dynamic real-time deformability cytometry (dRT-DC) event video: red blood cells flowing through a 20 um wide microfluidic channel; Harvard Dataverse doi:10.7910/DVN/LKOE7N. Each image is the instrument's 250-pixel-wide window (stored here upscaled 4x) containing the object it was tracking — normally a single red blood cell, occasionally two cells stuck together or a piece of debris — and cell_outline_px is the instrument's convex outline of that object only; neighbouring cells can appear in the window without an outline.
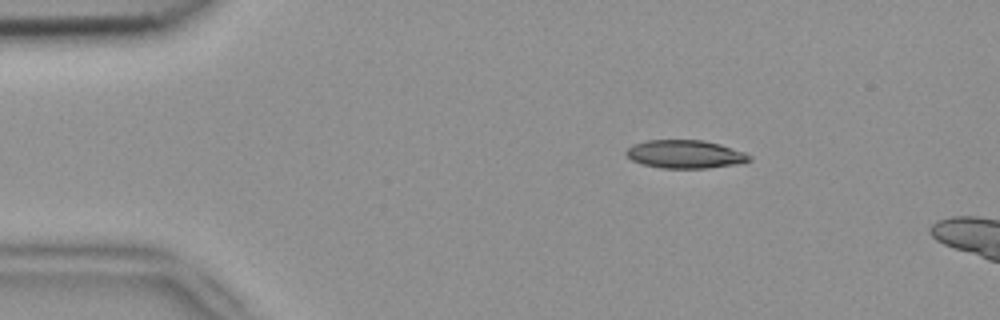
{"species": "common noctule bat (a hibernating species)", "species_latin": "Nyctalus noctula", "temperature_condition": "room temperature", "stored_images_in_passage": 3, "camera_frame_rate_fps": 3000, "um_per_image_px": 0.085, "animal": {"sex": "female", "body_mass_g": 18.4}, "frame": {"image": 1, "passage_image": 1, "time_ms": 0.0, "image_size_px": [1000, 320], "cell_outline_px": [[752, 160], [744, 164], [708, 168], [660, 168], [640, 164], [632, 160], [624, 152], [632, 144], [648, 140], [704, 140], [720, 144], [744, 152], [752, 156]], "centroid_in_image_um": [58.27, 13.12], "position_along_channel_um": 26.7, "area_um2": 20.58}}